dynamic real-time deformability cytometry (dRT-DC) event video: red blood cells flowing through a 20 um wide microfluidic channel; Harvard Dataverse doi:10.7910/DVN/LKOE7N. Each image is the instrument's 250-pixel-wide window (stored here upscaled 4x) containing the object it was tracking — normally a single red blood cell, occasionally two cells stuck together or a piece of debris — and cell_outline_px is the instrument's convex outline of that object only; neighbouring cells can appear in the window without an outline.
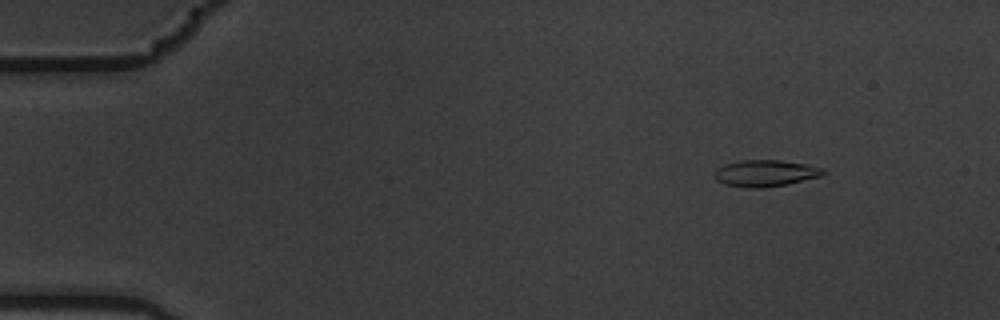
{"species": "common noctule bat (a hibernating species)", "species_latin": "Nyctalus noctula", "temperature_condition": "warm", "stored_images_in_passage": 5, "camera_frame_rate_fps": 3000, "um_per_image_px": 0.085, "animal": {"sex": "male", "body_mass_g": 19.5, "forearm_length_mm": 54.6}, "frame": {"image": 1, "passage_image": 2, "time_ms": 0.333, "image_size_px": [1000, 320], "cell_outline_px": [[828, 172], [820, 176], [788, 184], [764, 188], [748, 188], [724, 184], [716, 180], [712, 176], [716, 168], [724, 164], [740, 160], [776, 160], [808, 164], [824, 168]], "centroid_in_image_um": [65.04, 14.72], "position_along_channel_um": 20.0, "area_um2": 17.11}}